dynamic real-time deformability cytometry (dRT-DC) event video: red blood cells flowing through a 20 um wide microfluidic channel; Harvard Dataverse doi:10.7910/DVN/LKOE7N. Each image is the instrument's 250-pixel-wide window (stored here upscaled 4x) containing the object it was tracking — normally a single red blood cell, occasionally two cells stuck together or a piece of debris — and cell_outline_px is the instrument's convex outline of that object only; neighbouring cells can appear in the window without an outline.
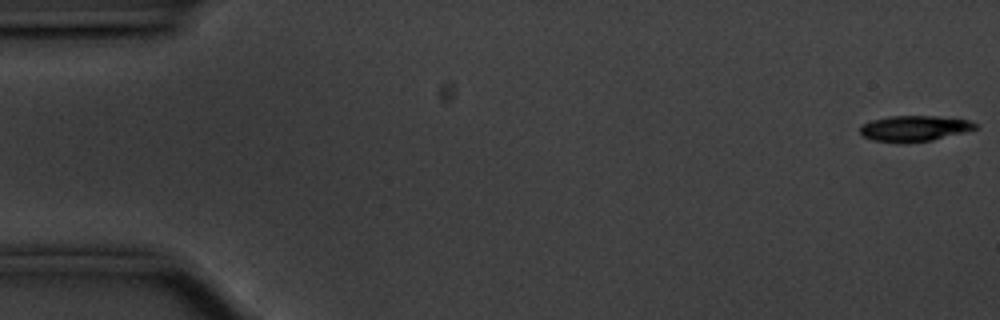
{"species": "common noctule bat (a hibernating species)", "species_latin": "Nyctalus noctula", "temperature_condition": "cold", "stored_images_in_passage": 12, "camera_frame_rate_fps": 3000, "um_per_image_px": 0.085, "animal": {"sex": "male", "body_mass_g": 20.1, "forearm_length_mm": 53.5}, "frame": {"image": 1, "passage_image": 1, "time_ms": 0.0, "image_size_px": [1000, 320], "cell_outline_px": [[980, 124], [976, 128], [932, 140], [872, 140], [864, 136], [860, 132], [860, 124], [872, 120], [888, 116], [936, 116], [968, 120]], "centroid_in_image_um": [77.72, 10.86], "position_along_channel_um": 7.3, "area_um2": 16.47}}